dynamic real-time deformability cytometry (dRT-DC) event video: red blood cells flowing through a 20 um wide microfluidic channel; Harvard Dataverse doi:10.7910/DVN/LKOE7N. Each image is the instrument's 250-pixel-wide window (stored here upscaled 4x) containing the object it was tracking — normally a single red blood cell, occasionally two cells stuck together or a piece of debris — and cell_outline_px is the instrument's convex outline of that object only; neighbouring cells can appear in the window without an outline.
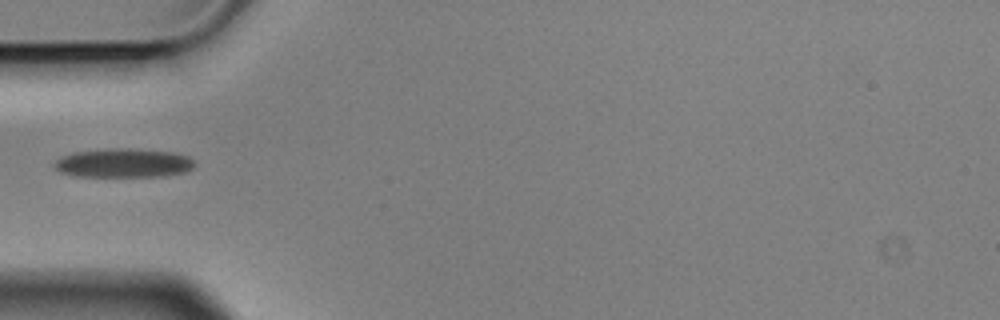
{"species": "Egyptian fruit bat (a non-hibernating species)", "species_latin": "Rousettus aegyptiacus", "temperature_condition": "cold", "stored_images_in_passage": 6, "camera_frame_rate_fps": 3000, "um_per_image_px": 0.085, "animal": {"sex": "male"}, "frame": {"image": 1, "passage_image": 1, "time_ms": 0.0, "image_size_px": [1000, 320], "cell_outline_px": [[196, 164], [192, 168], [184, 172], [168, 176], [72, 176], [60, 172], [52, 164], [56, 160], [72, 152], [112, 148], [128, 148], [172, 152], [188, 156]], "centroid_in_image_um": [10.49, 13.86], "position_along_channel_um": 74.5, "area_um2": 23.7}}
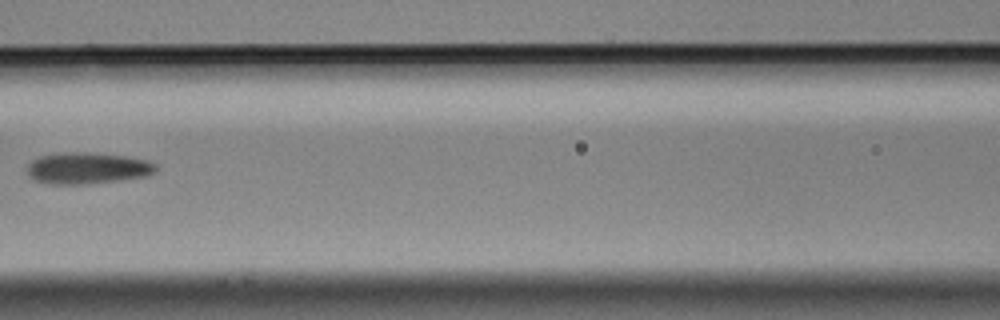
{"frame": {"image": 2, "passage_image": 3, "time_ms": 0.667, "image_size_px": [1000, 320], "cell_outline_px": [[156, 172], [148, 176], [120, 180], [84, 184], [48, 184], [32, 180], [28, 176], [24, 168], [32, 160], [40, 156], [64, 152], [88, 152], [124, 156], [148, 160], [156, 164]], "centroid_in_image_um": [7.38, 14.3], "position_along_channel_um": 159.2, "area_um2": 23.93}}
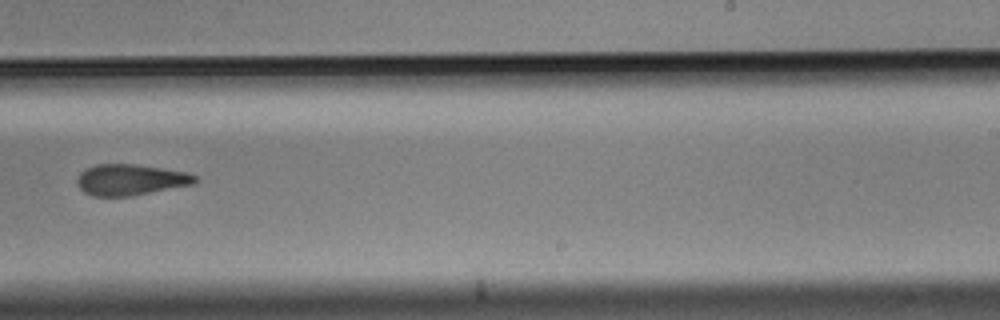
{"frame": {"image": 3, "passage_image": 6, "time_ms": 1.667, "image_size_px": [1000, 320], "cell_outline_px": [[196, 184], [128, 196], [92, 196], [84, 192], [76, 184], [76, 180], [80, 172], [96, 164], [136, 164], [188, 172], [196, 176]], "centroid_in_image_um": [11.09, 15.27], "position_along_channel_um": 277.9, "area_um2": 21.33}}